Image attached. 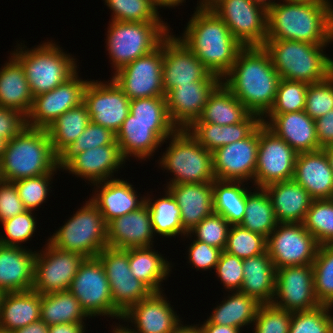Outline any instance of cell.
<instances>
[{"label": "cell", "instance_id": "cell-1", "mask_svg": "<svg viewBox=\"0 0 333 333\" xmlns=\"http://www.w3.org/2000/svg\"><path fill=\"white\" fill-rule=\"evenodd\" d=\"M280 79L263 46H243L222 83L250 113L262 119L274 103Z\"/></svg>", "mask_w": 333, "mask_h": 333}, {"label": "cell", "instance_id": "cell-2", "mask_svg": "<svg viewBox=\"0 0 333 333\" xmlns=\"http://www.w3.org/2000/svg\"><path fill=\"white\" fill-rule=\"evenodd\" d=\"M179 39L211 74L221 79L232 68L243 47L231 34L226 23L201 3L188 22L183 37Z\"/></svg>", "mask_w": 333, "mask_h": 333}, {"label": "cell", "instance_id": "cell-3", "mask_svg": "<svg viewBox=\"0 0 333 333\" xmlns=\"http://www.w3.org/2000/svg\"><path fill=\"white\" fill-rule=\"evenodd\" d=\"M266 39L311 44L333 42V5L274 1L267 7Z\"/></svg>", "mask_w": 333, "mask_h": 333}, {"label": "cell", "instance_id": "cell-4", "mask_svg": "<svg viewBox=\"0 0 333 333\" xmlns=\"http://www.w3.org/2000/svg\"><path fill=\"white\" fill-rule=\"evenodd\" d=\"M58 168L46 129L26 127L6 143L0 159V180L15 182L54 173Z\"/></svg>", "mask_w": 333, "mask_h": 333}, {"label": "cell", "instance_id": "cell-5", "mask_svg": "<svg viewBox=\"0 0 333 333\" xmlns=\"http://www.w3.org/2000/svg\"><path fill=\"white\" fill-rule=\"evenodd\" d=\"M327 45L266 39L263 47L281 79L311 84L333 74V60L323 52Z\"/></svg>", "mask_w": 333, "mask_h": 333}, {"label": "cell", "instance_id": "cell-6", "mask_svg": "<svg viewBox=\"0 0 333 333\" xmlns=\"http://www.w3.org/2000/svg\"><path fill=\"white\" fill-rule=\"evenodd\" d=\"M23 48L20 46L12 55L23 66L33 97L51 91L77 71L75 58L55 43L45 42L25 51Z\"/></svg>", "mask_w": 333, "mask_h": 333}, {"label": "cell", "instance_id": "cell-7", "mask_svg": "<svg viewBox=\"0 0 333 333\" xmlns=\"http://www.w3.org/2000/svg\"><path fill=\"white\" fill-rule=\"evenodd\" d=\"M110 23L106 46L115 72L137 58L153 52L169 35L165 22Z\"/></svg>", "mask_w": 333, "mask_h": 333}, {"label": "cell", "instance_id": "cell-8", "mask_svg": "<svg viewBox=\"0 0 333 333\" xmlns=\"http://www.w3.org/2000/svg\"><path fill=\"white\" fill-rule=\"evenodd\" d=\"M170 138L159 162L174 175L167 185L212 183L216 179L211 151L202 147L186 129H177Z\"/></svg>", "mask_w": 333, "mask_h": 333}, {"label": "cell", "instance_id": "cell-9", "mask_svg": "<svg viewBox=\"0 0 333 333\" xmlns=\"http://www.w3.org/2000/svg\"><path fill=\"white\" fill-rule=\"evenodd\" d=\"M48 240L57 248L82 254L85 258L97 257L107 247V223L89 199Z\"/></svg>", "mask_w": 333, "mask_h": 333}, {"label": "cell", "instance_id": "cell-10", "mask_svg": "<svg viewBox=\"0 0 333 333\" xmlns=\"http://www.w3.org/2000/svg\"><path fill=\"white\" fill-rule=\"evenodd\" d=\"M243 46H263L267 38V6L256 0H208L205 3Z\"/></svg>", "mask_w": 333, "mask_h": 333}, {"label": "cell", "instance_id": "cell-11", "mask_svg": "<svg viewBox=\"0 0 333 333\" xmlns=\"http://www.w3.org/2000/svg\"><path fill=\"white\" fill-rule=\"evenodd\" d=\"M68 291L76 297L89 318L109 315L121 319L122 314L113 304L104 267L97 257L85 258L71 281Z\"/></svg>", "mask_w": 333, "mask_h": 333}, {"label": "cell", "instance_id": "cell-12", "mask_svg": "<svg viewBox=\"0 0 333 333\" xmlns=\"http://www.w3.org/2000/svg\"><path fill=\"white\" fill-rule=\"evenodd\" d=\"M319 244L303 223H278L267 238L266 251L276 269L313 264Z\"/></svg>", "mask_w": 333, "mask_h": 333}, {"label": "cell", "instance_id": "cell-13", "mask_svg": "<svg viewBox=\"0 0 333 333\" xmlns=\"http://www.w3.org/2000/svg\"><path fill=\"white\" fill-rule=\"evenodd\" d=\"M297 152L263 123L259 125V144L254 174L256 188L292 180Z\"/></svg>", "mask_w": 333, "mask_h": 333}, {"label": "cell", "instance_id": "cell-14", "mask_svg": "<svg viewBox=\"0 0 333 333\" xmlns=\"http://www.w3.org/2000/svg\"><path fill=\"white\" fill-rule=\"evenodd\" d=\"M45 249L35 254L32 290L41 295L68 291L85 257L76 252L57 248L49 241Z\"/></svg>", "mask_w": 333, "mask_h": 333}, {"label": "cell", "instance_id": "cell-15", "mask_svg": "<svg viewBox=\"0 0 333 333\" xmlns=\"http://www.w3.org/2000/svg\"><path fill=\"white\" fill-rule=\"evenodd\" d=\"M162 67L163 41L153 52L119 69L112 79L130 100L165 96Z\"/></svg>", "mask_w": 333, "mask_h": 333}, {"label": "cell", "instance_id": "cell-16", "mask_svg": "<svg viewBox=\"0 0 333 333\" xmlns=\"http://www.w3.org/2000/svg\"><path fill=\"white\" fill-rule=\"evenodd\" d=\"M78 77L76 71L51 91L33 97L32 106L26 115L27 127L46 129L66 111L81 105L89 81Z\"/></svg>", "mask_w": 333, "mask_h": 333}, {"label": "cell", "instance_id": "cell-17", "mask_svg": "<svg viewBox=\"0 0 333 333\" xmlns=\"http://www.w3.org/2000/svg\"><path fill=\"white\" fill-rule=\"evenodd\" d=\"M91 122L117 133L130 109V99L111 78L110 83L89 81L84 92V101Z\"/></svg>", "mask_w": 333, "mask_h": 333}, {"label": "cell", "instance_id": "cell-18", "mask_svg": "<svg viewBox=\"0 0 333 333\" xmlns=\"http://www.w3.org/2000/svg\"><path fill=\"white\" fill-rule=\"evenodd\" d=\"M274 296L272 304L291 313L319 307L314 292L312 264L276 269Z\"/></svg>", "mask_w": 333, "mask_h": 333}, {"label": "cell", "instance_id": "cell-19", "mask_svg": "<svg viewBox=\"0 0 333 333\" xmlns=\"http://www.w3.org/2000/svg\"><path fill=\"white\" fill-rule=\"evenodd\" d=\"M214 77L179 37L168 35L163 40L162 85L165 94L177 85L211 81Z\"/></svg>", "mask_w": 333, "mask_h": 333}, {"label": "cell", "instance_id": "cell-20", "mask_svg": "<svg viewBox=\"0 0 333 333\" xmlns=\"http://www.w3.org/2000/svg\"><path fill=\"white\" fill-rule=\"evenodd\" d=\"M258 144L259 126L245 139L214 150L212 161L215 178L223 181H254Z\"/></svg>", "mask_w": 333, "mask_h": 333}, {"label": "cell", "instance_id": "cell-21", "mask_svg": "<svg viewBox=\"0 0 333 333\" xmlns=\"http://www.w3.org/2000/svg\"><path fill=\"white\" fill-rule=\"evenodd\" d=\"M176 130L172 122L135 121L129 112L116 133V142L125 160L132 155L143 160L152 156L161 143L166 142Z\"/></svg>", "mask_w": 333, "mask_h": 333}, {"label": "cell", "instance_id": "cell-22", "mask_svg": "<svg viewBox=\"0 0 333 333\" xmlns=\"http://www.w3.org/2000/svg\"><path fill=\"white\" fill-rule=\"evenodd\" d=\"M222 83L215 76L211 81H195L177 85L166 95L168 116L177 129H187L201 116L210 95Z\"/></svg>", "mask_w": 333, "mask_h": 333}, {"label": "cell", "instance_id": "cell-23", "mask_svg": "<svg viewBox=\"0 0 333 333\" xmlns=\"http://www.w3.org/2000/svg\"><path fill=\"white\" fill-rule=\"evenodd\" d=\"M153 235L152 219L146 203L107 223V247L127 250L153 246Z\"/></svg>", "mask_w": 333, "mask_h": 333}, {"label": "cell", "instance_id": "cell-24", "mask_svg": "<svg viewBox=\"0 0 333 333\" xmlns=\"http://www.w3.org/2000/svg\"><path fill=\"white\" fill-rule=\"evenodd\" d=\"M162 292L152 293L129 308L121 317L131 321L137 330L133 333H171L182 321Z\"/></svg>", "mask_w": 333, "mask_h": 333}, {"label": "cell", "instance_id": "cell-25", "mask_svg": "<svg viewBox=\"0 0 333 333\" xmlns=\"http://www.w3.org/2000/svg\"><path fill=\"white\" fill-rule=\"evenodd\" d=\"M267 117L269 121H266ZM262 123L286 141L297 153L319 150L315 120L304 110L285 114H266L262 118Z\"/></svg>", "mask_w": 333, "mask_h": 333}, {"label": "cell", "instance_id": "cell-26", "mask_svg": "<svg viewBox=\"0 0 333 333\" xmlns=\"http://www.w3.org/2000/svg\"><path fill=\"white\" fill-rule=\"evenodd\" d=\"M125 163L116 140L109 145H103L83 151L74 156L62 169L69 170L74 175L88 179L92 184L108 180L116 169Z\"/></svg>", "mask_w": 333, "mask_h": 333}, {"label": "cell", "instance_id": "cell-27", "mask_svg": "<svg viewBox=\"0 0 333 333\" xmlns=\"http://www.w3.org/2000/svg\"><path fill=\"white\" fill-rule=\"evenodd\" d=\"M293 180L313 200L333 199V171L323 149L297 154Z\"/></svg>", "mask_w": 333, "mask_h": 333}, {"label": "cell", "instance_id": "cell-28", "mask_svg": "<svg viewBox=\"0 0 333 333\" xmlns=\"http://www.w3.org/2000/svg\"><path fill=\"white\" fill-rule=\"evenodd\" d=\"M35 254L21 246L0 244V290L3 293L32 290Z\"/></svg>", "mask_w": 333, "mask_h": 333}, {"label": "cell", "instance_id": "cell-29", "mask_svg": "<svg viewBox=\"0 0 333 333\" xmlns=\"http://www.w3.org/2000/svg\"><path fill=\"white\" fill-rule=\"evenodd\" d=\"M166 187L177 201L181 224L186 233L214 213L212 183H186Z\"/></svg>", "mask_w": 333, "mask_h": 333}, {"label": "cell", "instance_id": "cell-30", "mask_svg": "<svg viewBox=\"0 0 333 333\" xmlns=\"http://www.w3.org/2000/svg\"><path fill=\"white\" fill-rule=\"evenodd\" d=\"M264 189L270 197L278 223H303L313 199L302 186L292 179L271 183Z\"/></svg>", "mask_w": 333, "mask_h": 333}, {"label": "cell", "instance_id": "cell-31", "mask_svg": "<svg viewBox=\"0 0 333 333\" xmlns=\"http://www.w3.org/2000/svg\"><path fill=\"white\" fill-rule=\"evenodd\" d=\"M94 185L100 191L97 189V194L95 192L90 200L98 207L106 223L137 210L145 203V197L140 200L133 185L122 179L110 178Z\"/></svg>", "mask_w": 333, "mask_h": 333}, {"label": "cell", "instance_id": "cell-32", "mask_svg": "<svg viewBox=\"0 0 333 333\" xmlns=\"http://www.w3.org/2000/svg\"><path fill=\"white\" fill-rule=\"evenodd\" d=\"M261 123L262 119L258 115L250 113L237 124L219 125L193 122L186 130L202 147L213 152L221 146L245 139Z\"/></svg>", "mask_w": 333, "mask_h": 333}, {"label": "cell", "instance_id": "cell-33", "mask_svg": "<svg viewBox=\"0 0 333 333\" xmlns=\"http://www.w3.org/2000/svg\"><path fill=\"white\" fill-rule=\"evenodd\" d=\"M41 318V294L34 290L3 293L0 300V331L13 332Z\"/></svg>", "mask_w": 333, "mask_h": 333}, {"label": "cell", "instance_id": "cell-34", "mask_svg": "<svg viewBox=\"0 0 333 333\" xmlns=\"http://www.w3.org/2000/svg\"><path fill=\"white\" fill-rule=\"evenodd\" d=\"M276 268L267 251L243 259V282L240 292L260 304L272 303L275 295Z\"/></svg>", "mask_w": 333, "mask_h": 333}, {"label": "cell", "instance_id": "cell-35", "mask_svg": "<svg viewBox=\"0 0 333 333\" xmlns=\"http://www.w3.org/2000/svg\"><path fill=\"white\" fill-rule=\"evenodd\" d=\"M33 95L21 63L12 55L0 69V106L27 115L32 106Z\"/></svg>", "mask_w": 333, "mask_h": 333}, {"label": "cell", "instance_id": "cell-36", "mask_svg": "<svg viewBox=\"0 0 333 333\" xmlns=\"http://www.w3.org/2000/svg\"><path fill=\"white\" fill-rule=\"evenodd\" d=\"M152 247L129 249V267L136 279L143 282L153 293H158L163 291L160 288L161 282L168 276L171 266Z\"/></svg>", "mask_w": 333, "mask_h": 333}, {"label": "cell", "instance_id": "cell-37", "mask_svg": "<svg viewBox=\"0 0 333 333\" xmlns=\"http://www.w3.org/2000/svg\"><path fill=\"white\" fill-rule=\"evenodd\" d=\"M250 112L232 92L221 83L210 95L198 120L219 125H231L242 122Z\"/></svg>", "mask_w": 333, "mask_h": 333}, {"label": "cell", "instance_id": "cell-38", "mask_svg": "<svg viewBox=\"0 0 333 333\" xmlns=\"http://www.w3.org/2000/svg\"><path fill=\"white\" fill-rule=\"evenodd\" d=\"M242 183L217 179L212 182L214 213L222 215L230 225H239L244 218L246 197L250 192Z\"/></svg>", "mask_w": 333, "mask_h": 333}, {"label": "cell", "instance_id": "cell-39", "mask_svg": "<svg viewBox=\"0 0 333 333\" xmlns=\"http://www.w3.org/2000/svg\"><path fill=\"white\" fill-rule=\"evenodd\" d=\"M213 310L207 319L212 324L241 328L254 322L261 305L254 297L235 291Z\"/></svg>", "mask_w": 333, "mask_h": 333}, {"label": "cell", "instance_id": "cell-40", "mask_svg": "<svg viewBox=\"0 0 333 333\" xmlns=\"http://www.w3.org/2000/svg\"><path fill=\"white\" fill-rule=\"evenodd\" d=\"M91 122L86 105L82 103L69 109L46 128L53 150L58 156L73 143Z\"/></svg>", "mask_w": 333, "mask_h": 333}, {"label": "cell", "instance_id": "cell-41", "mask_svg": "<svg viewBox=\"0 0 333 333\" xmlns=\"http://www.w3.org/2000/svg\"><path fill=\"white\" fill-rule=\"evenodd\" d=\"M89 317L69 291L41 295V320L52 326L61 323H84Z\"/></svg>", "mask_w": 333, "mask_h": 333}, {"label": "cell", "instance_id": "cell-42", "mask_svg": "<svg viewBox=\"0 0 333 333\" xmlns=\"http://www.w3.org/2000/svg\"><path fill=\"white\" fill-rule=\"evenodd\" d=\"M246 197V208L242 227L268 238L276 228L278 222L275 218L274 208L266 190L257 188Z\"/></svg>", "mask_w": 333, "mask_h": 333}, {"label": "cell", "instance_id": "cell-43", "mask_svg": "<svg viewBox=\"0 0 333 333\" xmlns=\"http://www.w3.org/2000/svg\"><path fill=\"white\" fill-rule=\"evenodd\" d=\"M145 203L149 207L154 234L157 233L164 237L187 235L181 224L180 208L168 189L165 197L154 200V202L150 197H145Z\"/></svg>", "mask_w": 333, "mask_h": 333}, {"label": "cell", "instance_id": "cell-44", "mask_svg": "<svg viewBox=\"0 0 333 333\" xmlns=\"http://www.w3.org/2000/svg\"><path fill=\"white\" fill-rule=\"evenodd\" d=\"M312 267L318 302L333 307V244L319 245Z\"/></svg>", "mask_w": 333, "mask_h": 333}, {"label": "cell", "instance_id": "cell-45", "mask_svg": "<svg viewBox=\"0 0 333 333\" xmlns=\"http://www.w3.org/2000/svg\"><path fill=\"white\" fill-rule=\"evenodd\" d=\"M303 225L319 245L333 244V199L312 200Z\"/></svg>", "mask_w": 333, "mask_h": 333}, {"label": "cell", "instance_id": "cell-46", "mask_svg": "<svg viewBox=\"0 0 333 333\" xmlns=\"http://www.w3.org/2000/svg\"><path fill=\"white\" fill-rule=\"evenodd\" d=\"M115 140L116 134L110 129L90 122L84 132L58 155V170L77 154L91 148L112 144Z\"/></svg>", "mask_w": 333, "mask_h": 333}, {"label": "cell", "instance_id": "cell-47", "mask_svg": "<svg viewBox=\"0 0 333 333\" xmlns=\"http://www.w3.org/2000/svg\"><path fill=\"white\" fill-rule=\"evenodd\" d=\"M266 246L267 238L263 235L241 225H231L224 251L243 260L265 253Z\"/></svg>", "mask_w": 333, "mask_h": 333}, {"label": "cell", "instance_id": "cell-48", "mask_svg": "<svg viewBox=\"0 0 333 333\" xmlns=\"http://www.w3.org/2000/svg\"><path fill=\"white\" fill-rule=\"evenodd\" d=\"M105 4L113 11L112 21L163 22L151 0H105Z\"/></svg>", "mask_w": 333, "mask_h": 333}, {"label": "cell", "instance_id": "cell-49", "mask_svg": "<svg viewBox=\"0 0 333 333\" xmlns=\"http://www.w3.org/2000/svg\"><path fill=\"white\" fill-rule=\"evenodd\" d=\"M307 88V83L280 79L274 103L267 114L303 111Z\"/></svg>", "mask_w": 333, "mask_h": 333}, {"label": "cell", "instance_id": "cell-50", "mask_svg": "<svg viewBox=\"0 0 333 333\" xmlns=\"http://www.w3.org/2000/svg\"><path fill=\"white\" fill-rule=\"evenodd\" d=\"M331 309V306L320 305L312 310L293 312L289 333H332Z\"/></svg>", "mask_w": 333, "mask_h": 333}, {"label": "cell", "instance_id": "cell-51", "mask_svg": "<svg viewBox=\"0 0 333 333\" xmlns=\"http://www.w3.org/2000/svg\"><path fill=\"white\" fill-rule=\"evenodd\" d=\"M115 308L123 315L153 292L138 279L108 280Z\"/></svg>", "mask_w": 333, "mask_h": 333}, {"label": "cell", "instance_id": "cell-52", "mask_svg": "<svg viewBox=\"0 0 333 333\" xmlns=\"http://www.w3.org/2000/svg\"><path fill=\"white\" fill-rule=\"evenodd\" d=\"M231 225L220 214L213 213L205 217L197 226L187 233L195 234L196 240L204 242L212 247L225 250L228 233Z\"/></svg>", "mask_w": 333, "mask_h": 333}, {"label": "cell", "instance_id": "cell-53", "mask_svg": "<svg viewBox=\"0 0 333 333\" xmlns=\"http://www.w3.org/2000/svg\"><path fill=\"white\" fill-rule=\"evenodd\" d=\"M333 109V74L326 80L308 84L304 111L316 120Z\"/></svg>", "mask_w": 333, "mask_h": 333}, {"label": "cell", "instance_id": "cell-54", "mask_svg": "<svg viewBox=\"0 0 333 333\" xmlns=\"http://www.w3.org/2000/svg\"><path fill=\"white\" fill-rule=\"evenodd\" d=\"M292 313L272 303L261 304L257 310L254 333H289Z\"/></svg>", "mask_w": 333, "mask_h": 333}, {"label": "cell", "instance_id": "cell-55", "mask_svg": "<svg viewBox=\"0 0 333 333\" xmlns=\"http://www.w3.org/2000/svg\"><path fill=\"white\" fill-rule=\"evenodd\" d=\"M53 174L54 173H49L13 182L18 191L19 198L27 210L33 211L45 202L44 200H46L49 192V182L51 181Z\"/></svg>", "mask_w": 333, "mask_h": 333}, {"label": "cell", "instance_id": "cell-56", "mask_svg": "<svg viewBox=\"0 0 333 333\" xmlns=\"http://www.w3.org/2000/svg\"><path fill=\"white\" fill-rule=\"evenodd\" d=\"M6 236L0 237V244L4 246H21L31 238L36 230V221L31 210L6 219L2 222Z\"/></svg>", "mask_w": 333, "mask_h": 333}, {"label": "cell", "instance_id": "cell-57", "mask_svg": "<svg viewBox=\"0 0 333 333\" xmlns=\"http://www.w3.org/2000/svg\"><path fill=\"white\" fill-rule=\"evenodd\" d=\"M129 112L135 121L171 122L165 96L130 100Z\"/></svg>", "mask_w": 333, "mask_h": 333}, {"label": "cell", "instance_id": "cell-58", "mask_svg": "<svg viewBox=\"0 0 333 333\" xmlns=\"http://www.w3.org/2000/svg\"><path fill=\"white\" fill-rule=\"evenodd\" d=\"M108 280L136 279L130 272L129 249L105 247L97 256Z\"/></svg>", "mask_w": 333, "mask_h": 333}, {"label": "cell", "instance_id": "cell-59", "mask_svg": "<svg viewBox=\"0 0 333 333\" xmlns=\"http://www.w3.org/2000/svg\"><path fill=\"white\" fill-rule=\"evenodd\" d=\"M217 276L226 289L240 291L243 282V260L222 251L215 267Z\"/></svg>", "mask_w": 333, "mask_h": 333}, {"label": "cell", "instance_id": "cell-60", "mask_svg": "<svg viewBox=\"0 0 333 333\" xmlns=\"http://www.w3.org/2000/svg\"><path fill=\"white\" fill-rule=\"evenodd\" d=\"M188 252L189 262L197 270H210L211 268L215 269L222 250L199 240H193Z\"/></svg>", "mask_w": 333, "mask_h": 333}, {"label": "cell", "instance_id": "cell-61", "mask_svg": "<svg viewBox=\"0 0 333 333\" xmlns=\"http://www.w3.org/2000/svg\"><path fill=\"white\" fill-rule=\"evenodd\" d=\"M27 209L19 198L13 182L0 180V221L12 218Z\"/></svg>", "mask_w": 333, "mask_h": 333}, {"label": "cell", "instance_id": "cell-62", "mask_svg": "<svg viewBox=\"0 0 333 333\" xmlns=\"http://www.w3.org/2000/svg\"><path fill=\"white\" fill-rule=\"evenodd\" d=\"M27 127L26 115L18 110L0 106V137L7 142Z\"/></svg>", "mask_w": 333, "mask_h": 333}, {"label": "cell", "instance_id": "cell-63", "mask_svg": "<svg viewBox=\"0 0 333 333\" xmlns=\"http://www.w3.org/2000/svg\"><path fill=\"white\" fill-rule=\"evenodd\" d=\"M319 149L333 145V109L315 120Z\"/></svg>", "mask_w": 333, "mask_h": 333}, {"label": "cell", "instance_id": "cell-64", "mask_svg": "<svg viewBox=\"0 0 333 333\" xmlns=\"http://www.w3.org/2000/svg\"><path fill=\"white\" fill-rule=\"evenodd\" d=\"M84 323H61L49 326L48 333H84Z\"/></svg>", "mask_w": 333, "mask_h": 333}, {"label": "cell", "instance_id": "cell-65", "mask_svg": "<svg viewBox=\"0 0 333 333\" xmlns=\"http://www.w3.org/2000/svg\"><path fill=\"white\" fill-rule=\"evenodd\" d=\"M200 326L201 333H240V329L237 327L212 324L208 320Z\"/></svg>", "mask_w": 333, "mask_h": 333}, {"label": "cell", "instance_id": "cell-66", "mask_svg": "<svg viewBox=\"0 0 333 333\" xmlns=\"http://www.w3.org/2000/svg\"><path fill=\"white\" fill-rule=\"evenodd\" d=\"M49 326H47L41 319L33 322L25 327L14 330L11 333H48Z\"/></svg>", "mask_w": 333, "mask_h": 333}, {"label": "cell", "instance_id": "cell-67", "mask_svg": "<svg viewBox=\"0 0 333 333\" xmlns=\"http://www.w3.org/2000/svg\"><path fill=\"white\" fill-rule=\"evenodd\" d=\"M153 6L158 10L159 7H174L179 6L184 0H151Z\"/></svg>", "mask_w": 333, "mask_h": 333}, {"label": "cell", "instance_id": "cell-68", "mask_svg": "<svg viewBox=\"0 0 333 333\" xmlns=\"http://www.w3.org/2000/svg\"><path fill=\"white\" fill-rule=\"evenodd\" d=\"M198 326L199 325L184 326L180 323L171 333H201Z\"/></svg>", "mask_w": 333, "mask_h": 333}, {"label": "cell", "instance_id": "cell-69", "mask_svg": "<svg viewBox=\"0 0 333 333\" xmlns=\"http://www.w3.org/2000/svg\"><path fill=\"white\" fill-rule=\"evenodd\" d=\"M284 1L315 4V5H332V3H330V0H284Z\"/></svg>", "mask_w": 333, "mask_h": 333}, {"label": "cell", "instance_id": "cell-70", "mask_svg": "<svg viewBox=\"0 0 333 333\" xmlns=\"http://www.w3.org/2000/svg\"><path fill=\"white\" fill-rule=\"evenodd\" d=\"M323 150L326 153V157L328 159L329 166L331 167V169L333 171V145L327 146V147L323 148Z\"/></svg>", "mask_w": 333, "mask_h": 333}, {"label": "cell", "instance_id": "cell-71", "mask_svg": "<svg viewBox=\"0 0 333 333\" xmlns=\"http://www.w3.org/2000/svg\"><path fill=\"white\" fill-rule=\"evenodd\" d=\"M113 333H133V332H131L130 330H129V328H127V326L125 327H123V326H121V325H118V327L116 328H114L113 329Z\"/></svg>", "mask_w": 333, "mask_h": 333}, {"label": "cell", "instance_id": "cell-72", "mask_svg": "<svg viewBox=\"0 0 333 333\" xmlns=\"http://www.w3.org/2000/svg\"><path fill=\"white\" fill-rule=\"evenodd\" d=\"M6 143H7V141L0 137V159L2 157V154L4 153Z\"/></svg>", "mask_w": 333, "mask_h": 333}, {"label": "cell", "instance_id": "cell-73", "mask_svg": "<svg viewBox=\"0 0 333 333\" xmlns=\"http://www.w3.org/2000/svg\"><path fill=\"white\" fill-rule=\"evenodd\" d=\"M256 1H258V2H260V3H262V4H264V5H266L267 7L269 6V5H271V4H273L274 2L273 1H271V0H256Z\"/></svg>", "mask_w": 333, "mask_h": 333}, {"label": "cell", "instance_id": "cell-74", "mask_svg": "<svg viewBox=\"0 0 333 333\" xmlns=\"http://www.w3.org/2000/svg\"><path fill=\"white\" fill-rule=\"evenodd\" d=\"M201 2H199V3H201V4H205L208 0H200Z\"/></svg>", "mask_w": 333, "mask_h": 333}, {"label": "cell", "instance_id": "cell-75", "mask_svg": "<svg viewBox=\"0 0 333 333\" xmlns=\"http://www.w3.org/2000/svg\"><path fill=\"white\" fill-rule=\"evenodd\" d=\"M2 294H3V292L0 290V300H1Z\"/></svg>", "mask_w": 333, "mask_h": 333}]
</instances>
